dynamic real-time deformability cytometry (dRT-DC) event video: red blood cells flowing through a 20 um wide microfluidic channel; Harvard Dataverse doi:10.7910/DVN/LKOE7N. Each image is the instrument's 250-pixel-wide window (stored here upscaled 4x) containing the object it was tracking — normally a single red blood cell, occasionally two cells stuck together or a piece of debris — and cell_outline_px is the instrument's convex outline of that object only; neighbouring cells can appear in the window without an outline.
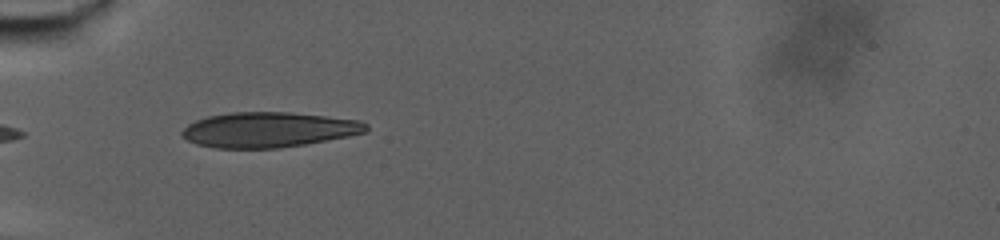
{"species": "human", "species_latin": "Homo sapiens", "temperature_condition": "warm", "stored_images_in_passage": 48, "camera_frame_rate_fps": 3000, "um_per_image_px": 0.085, "donor": {"sex": "male"}, "frame": {"image": 1, "passage_image": 1, "time_ms": 0.0, "image_size_px": [1000, 240], "cell_outline_px": [[368, 128], [364, 132], [348, 136], [304, 144], [280, 148], [216, 148], [196, 144], [188, 140], [180, 132], [188, 124], [196, 120], [208, 116], [232, 112], [292, 112], [360, 120], [368, 124]], "centroid_in_image_um": [22.82, 11.02], "position_along_channel_um": 62.2, "area_um2": 37.63}}
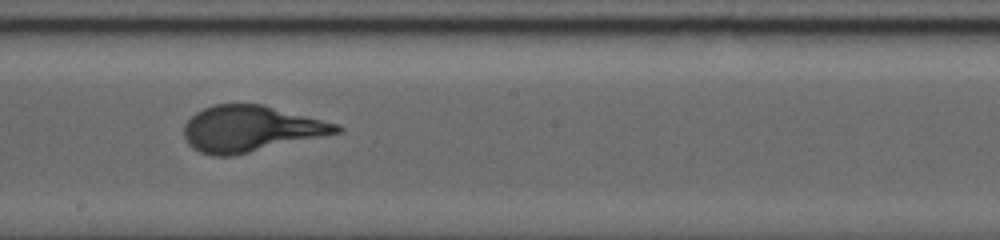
{"frame": {"image": 2, "passage_image": 20, "time_ms": 6.333, "image_size_px": [1000, 240], "cell_outline_px": [[344, 128], [340, 132], [236, 156], [212, 156], [200, 152], [192, 148], [188, 144], [184, 136], [184, 124], [196, 112], [204, 108], [216, 104], [264, 104], [340, 124]], "centroid_in_image_um": [21.32, 10.95], "position_along_channel_um": 226.9, "area_um2": 41.21}}
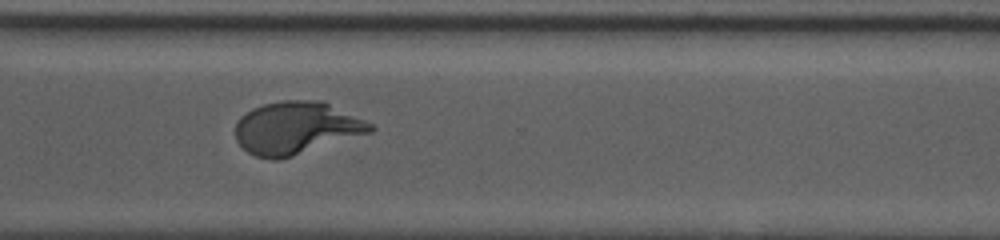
{"frame": {"image": 3, "passage_image": 33, "time_ms": 10.667, "image_size_px": [1000, 240], "cell_outline_px": [[376, 128], [372, 132], [292, 156], [276, 160], [272, 160], [256, 156], [248, 152], [236, 140], [236, 124], [240, 116], [252, 108], [264, 104], [284, 100], [324, 100], [372, 124]], "centroid_in_image_um": [25.18, 10.86], "position_along_channel_um": 345.4, "area_um2": 41.21}}